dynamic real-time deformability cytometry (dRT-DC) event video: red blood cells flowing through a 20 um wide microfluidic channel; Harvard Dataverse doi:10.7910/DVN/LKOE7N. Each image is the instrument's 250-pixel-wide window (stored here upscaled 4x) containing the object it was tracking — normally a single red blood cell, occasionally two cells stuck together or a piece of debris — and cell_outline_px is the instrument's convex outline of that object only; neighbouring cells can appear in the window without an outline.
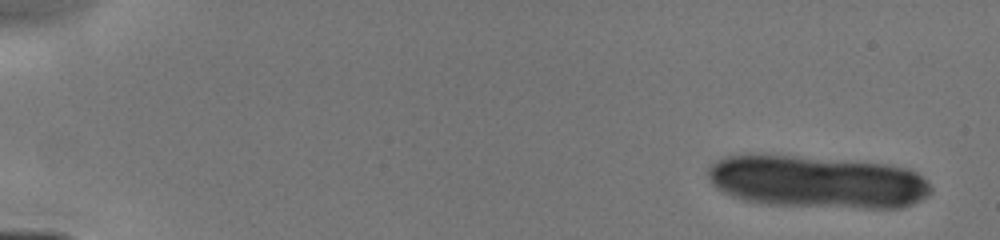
{"species": "human", "species_latin": "Homo sapiens", "temperature_condition": "cold", "stored_images_in_passage": 8, "camera_frame_rate_fps": 3000, "um_per_image_px": 0.085, "donor": {"sex": "male"}, "frame": {"image": 1, "passage_image": 1, "time_ms": 0.0, "image_size_px": [1000, 240], "cell_outline_px": [[932, 192], [928, 196], [912, 204], [900, 208], [864, 208], [768, 204], [744, 200], [732, 196], [716, 188], [712, 184], [708, 176], [708, 168], [716, 160], [724, 156], [748, 152], [892, 164], [908, 168], [916, 172], [932, 188]], "centroid_in_image_um": [69.42, 15.43], "position_along_channel_um": 15.6, "area_um2": 69.01}}